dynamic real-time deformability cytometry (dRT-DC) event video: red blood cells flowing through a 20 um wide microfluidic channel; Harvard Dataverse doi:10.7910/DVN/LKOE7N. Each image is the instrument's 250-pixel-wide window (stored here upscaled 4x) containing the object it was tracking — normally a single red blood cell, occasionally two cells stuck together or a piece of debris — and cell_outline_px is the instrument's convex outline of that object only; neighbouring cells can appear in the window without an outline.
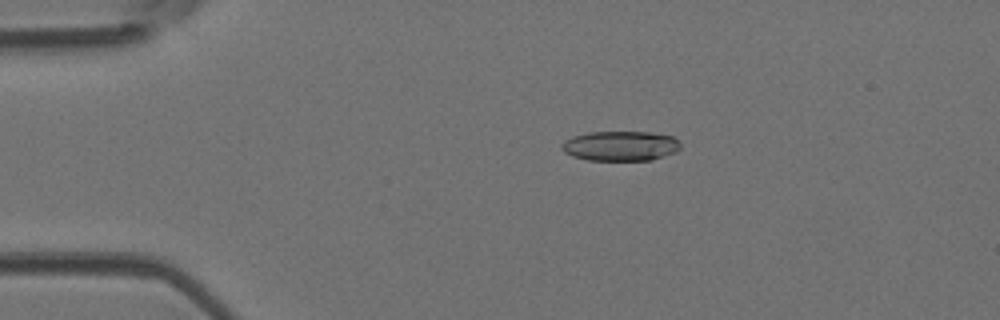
{"species": "Egyptian fruit bat (a non-hibernating species)", "species_latin": "Rousettus aegyptiacus", "temperature_condition": "room temperature", "stored_images_in_passage": 3, "camera_frame_rate_fps": 3000, "um_per_image_px": 0.085, "animal": {"sex": "female"}, "frame": {"image": 1, "passage_image": 2, "time_ms": 0.333, "image_size_px": [1000, 320], "cell_outline_px": [[680, 148], [676, 152], [652, 160], [588, 160], [572, 156], [564, 152], [560, 148], [560, 144], [564, 140], [572, 136], [588, 132], [648, 132], [672, 136], [680, 144]], "centroid_in_image_um": [52.69, 12.4], "position_along_channel_um": 32.3, "area_um2": 20.75}}